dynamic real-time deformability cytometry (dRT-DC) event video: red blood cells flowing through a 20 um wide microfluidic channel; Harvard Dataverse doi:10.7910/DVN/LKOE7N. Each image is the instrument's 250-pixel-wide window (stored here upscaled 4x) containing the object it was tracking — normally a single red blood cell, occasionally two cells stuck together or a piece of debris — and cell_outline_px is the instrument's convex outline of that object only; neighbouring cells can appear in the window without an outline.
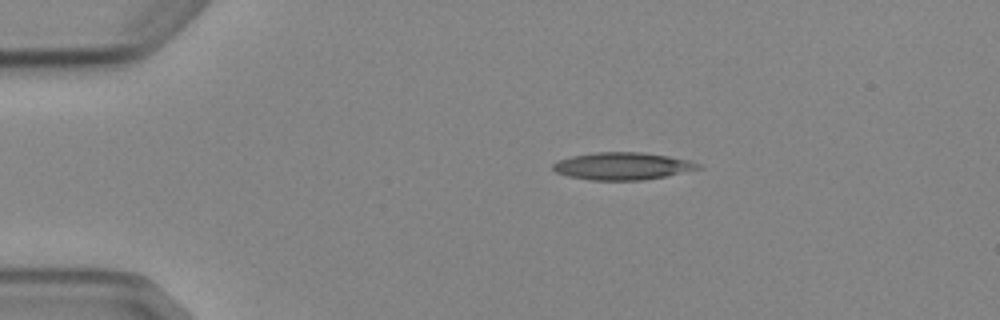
{"species": "Egyptian fruit bat (a non-hibernating species)", "species_latin": "Rousettus aegyptiacus", "temperature_condition": "cold", "stored_images_in_passage": 2, "camera_frame_rate_fps": 3000, "um_per_image_px": 0.085, "animal": {"sex": "female"}, "frame": {"image": 1, "passage_image": 1, "time_ms": 0.0, "image_size_px": [1000, 320], "cell_outline_px": [[704, 168], [644, 180], [588, 180], [568, 176], [556, 172], [552, 168], [552, 164], [560, 160], [572, 156], [596, 152], [644, 152], [668, 156], [688, 160], [700, 164]], "centroid_in_image_um": [52.92, 14.12], "position_along_channel_um": 32.1, "area_um2": 23.12}}